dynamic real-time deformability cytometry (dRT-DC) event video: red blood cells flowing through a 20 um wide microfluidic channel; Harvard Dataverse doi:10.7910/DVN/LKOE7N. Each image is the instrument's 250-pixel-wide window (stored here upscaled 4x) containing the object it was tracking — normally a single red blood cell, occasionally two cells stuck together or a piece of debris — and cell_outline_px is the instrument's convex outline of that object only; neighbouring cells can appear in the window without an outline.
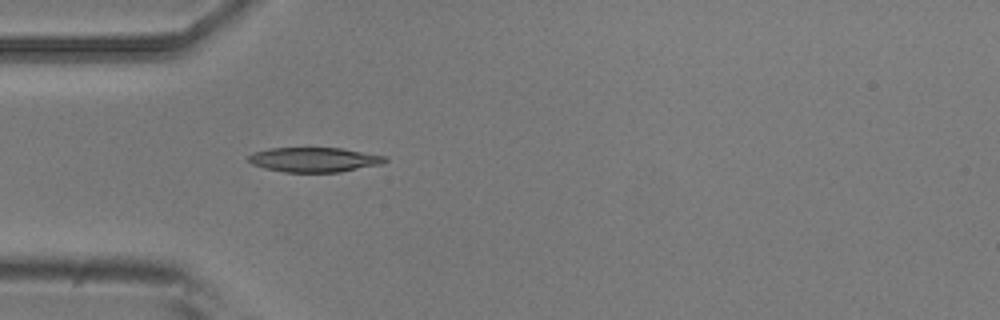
{"species": "common noctule bat (a hibernating species)", "species_latin": "Nyctalus noctula", "temperature_condition": "room temperature", "stored_images_in_passage": 4, "camera_frame_rate_fps": 3000, "um_per_image_px": 0.085, "animal": {"sex": "male", "body_mass_g": 20.5, "forearm_length_mm": 52.5}, "frame": {"image": 1, "passage_image": 4, "time_ms": 1.0, "image_size_px": [1000, 320], "cell_outline_px": [[388, 160], [380, 164], [340, 172], [284, 172], [264, 168], [252, 164], [248, 160], [248, 156], [252, 152], [268, 148], [340, 148], [388, 156]], "centroid_in_image_um": [26.69, 13.57], "position_along_channel_um": 58.3, "area_um2": 19.65}}